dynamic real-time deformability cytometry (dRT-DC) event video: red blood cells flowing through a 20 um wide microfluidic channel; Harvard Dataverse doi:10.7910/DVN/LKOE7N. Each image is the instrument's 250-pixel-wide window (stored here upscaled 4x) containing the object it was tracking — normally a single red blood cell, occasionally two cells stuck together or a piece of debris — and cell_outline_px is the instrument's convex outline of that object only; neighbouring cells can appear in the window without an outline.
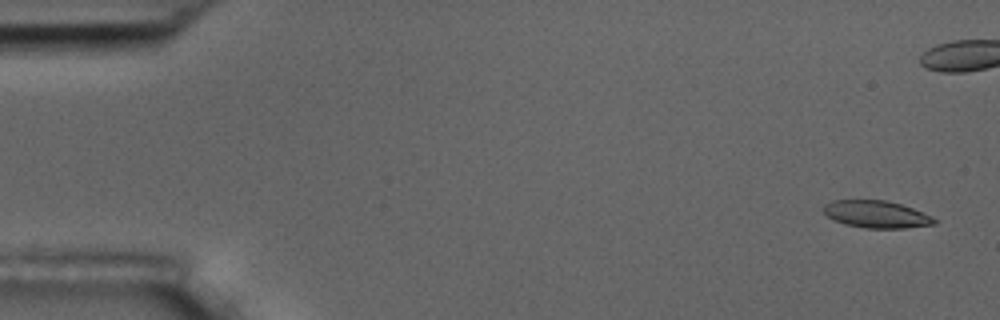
{"species": "common noctule bat (a hibernating species)", "species_latin": "Nyctalus noctula", "temperature_condition": "room temperature", "stored_images_in_passage": 6, "camera_frame_rate_fps": 3000, "um_per_image_px": 0.085, "animal": {"sex": "male", "body_mass_g": 17.5, "forearm_length_mm": 52.3}, "frame": {"image": 1, "passage_image": 1, "time_ms": 0.0, "image_size_px": [1000, 320], "cell_outline_px": [[936, 224], [904, 228], [864, 228], [844, 224], [832, 220], [824, 212], [824, 204], [832, 200], [884, 200], [900, 204], [912, 208], [932, 216], [936, 220]], "centroid_in_image_um": [74.47, 18.22], "position_along_channel_um": 10.5, "area_um2": 17.57}}
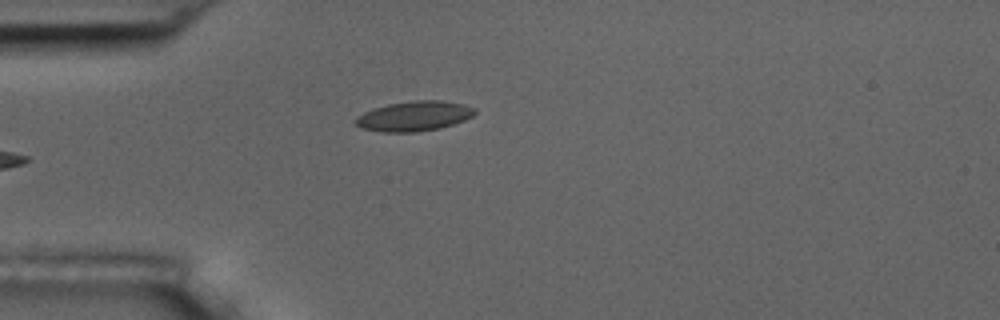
{"frame": {"image": 2, "passage_image": 5, "time_ms": 5.667, "image_size_px": [1000, 320], "cell_outline_px": [[476, 112], [472, 116], [464, 120], [440, 128], [416, 132], [380, 132], [364, 128], [352, 124], [352, 120], [356, 116], [372, 108], [388, 104], [412, 100], [440, 100], [464, 104], [476, 108]], "centroid_in_image_um": [35.15, 9.86], "position_along_channel_um": 49.8, "area_um2": 21.04}}